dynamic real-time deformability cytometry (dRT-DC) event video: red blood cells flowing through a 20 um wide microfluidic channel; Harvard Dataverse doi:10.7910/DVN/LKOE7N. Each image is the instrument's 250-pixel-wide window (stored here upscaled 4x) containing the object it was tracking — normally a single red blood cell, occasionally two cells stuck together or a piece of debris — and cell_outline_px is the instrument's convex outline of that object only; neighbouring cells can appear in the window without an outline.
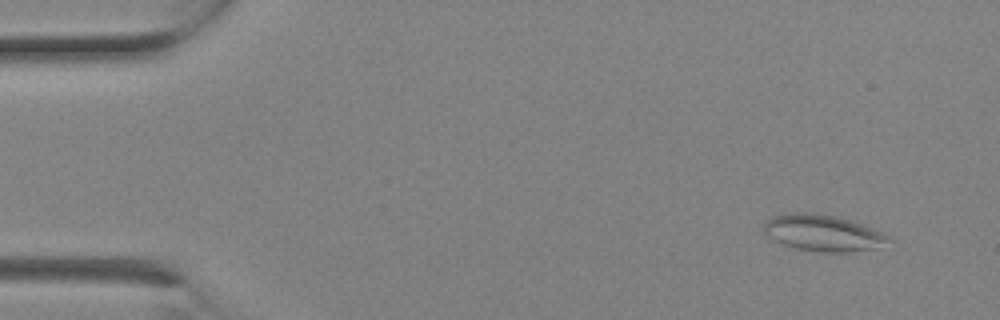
{"species": "Egyptian fruit bat (a non-hibernating species)", "species_latin": "Rousettus aegyptiacus", "temperature_condition": "room temperature", "stored_images_in_passage": 2, "camera_frame_rate_fps": 3000, "um_per_image_px": 0.085, "animal": {"sex": "female"}, "frame": {"image": 1, "passage_image": 1, "time_ms": 0.0, "image_size_px": [1000, 320], "cell_outline_px": [[892, 240], [880, 248], [848, 252], [820, 252], [796, 248], [784, 244], [768, 236], [764, 232], [764, 224], [772, 216], [792, 212], [816, 212], [836, 216], [852, 220], [864, 224], [884, 232]], "centroid_in_image_um": [70.02, 19.79], "position_along_channel_um": 15.0, "area_um2": 26.76}}